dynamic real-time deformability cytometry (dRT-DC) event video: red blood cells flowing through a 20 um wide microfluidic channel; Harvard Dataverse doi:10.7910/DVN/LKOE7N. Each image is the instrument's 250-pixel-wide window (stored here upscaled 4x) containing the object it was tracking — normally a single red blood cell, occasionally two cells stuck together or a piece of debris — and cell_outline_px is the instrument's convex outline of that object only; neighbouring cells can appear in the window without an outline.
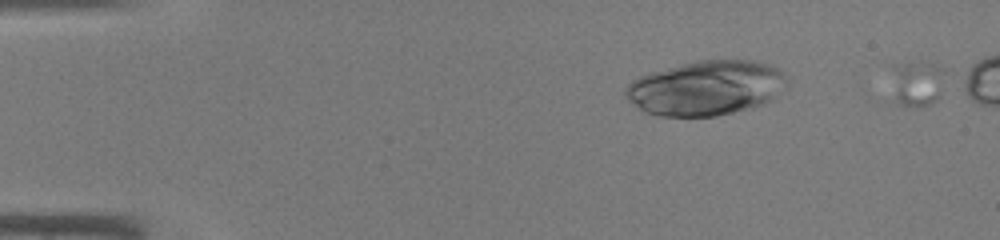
{"species": "common noctule bat (a hibernating species)", "species_latin": "Nyctalus noctula", "temperature_condition": "warm", "stored_images_in_passage": 8, "camera_frame_rate_fps": 3000, "um_per_image_px": 0.085, "animal": {"sex": "male", "body_mass_g": 19.0, "forearm_length_mm": 50.8}, "frame": {"image": 1, "passage_image": 1, "time_ms": 0.0, "image_size_px": [1000, 240], "cell_outline_px": [[948, 72], [940, 92], [936, 100], [928, 104], [916, 108], [900, 104], [896, 100], [892, 68], [892, 64], [932, 64], [944, 68]], "centroid_in_image_um": [78.01, 7.1], "position_along_channel_um": 7.0, "area_um2": 13.99}}